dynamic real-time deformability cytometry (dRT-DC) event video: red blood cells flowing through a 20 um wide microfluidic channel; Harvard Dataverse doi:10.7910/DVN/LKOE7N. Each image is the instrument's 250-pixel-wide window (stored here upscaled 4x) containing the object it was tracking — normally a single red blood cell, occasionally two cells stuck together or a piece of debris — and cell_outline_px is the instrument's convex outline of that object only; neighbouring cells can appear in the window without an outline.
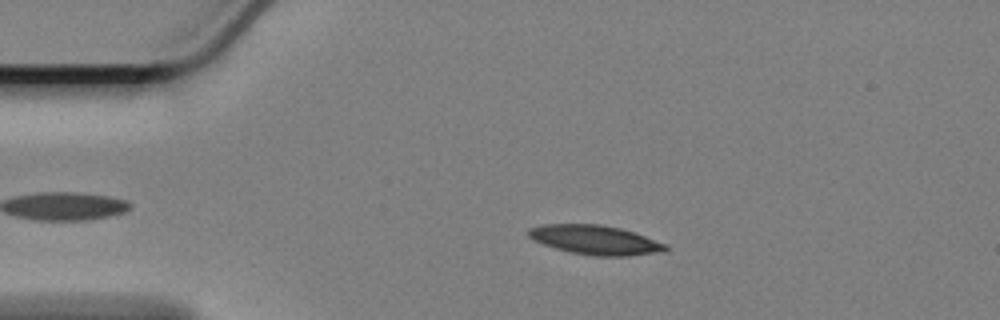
{"species": "Egyptian fruit bat (a non-hibernating species)", "species_latin": "Rousettus aegyptiacus", "temperature_condition": "cold", "stored_images_in_passage": 50, "camera_frame_rate_fps": 3000, "um_per_image_px": 0.085, "animal": {"sex": "female"}, "frame": {"image": 1, "passage_image": 11, "time_ms": 3.333, "image_size_px": [1000, 320], "cell_outline_px": [[668, 248], [664, 252], [628, 256], [596, 256], [572, 252], [556, 248], [532, 240], [528, 236], [528, 228], [544, 224], [600, 224], [620, 228], [668, 244]], "centroid_in_image_um": [50.6, 20.39], "position_along_channel_um": 34.4, "area_um2": 23.35}}
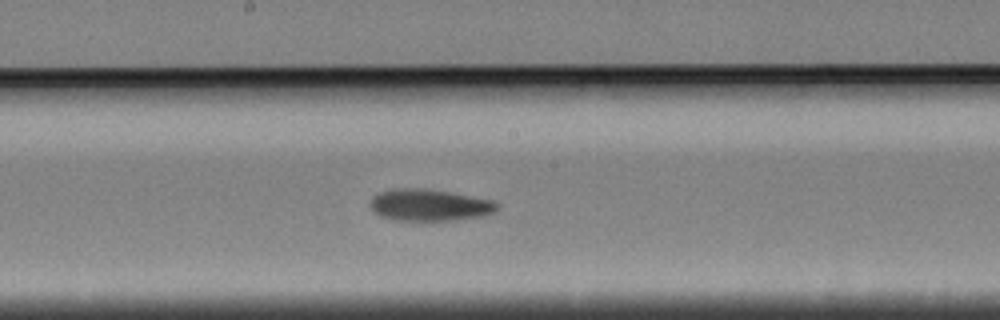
{"frame": {"image": 2, "passage_image": 30, "time_ms": 9.667, "image_size_px": [1000, 320], "cell_outline_px": [[500, 204], [492, 212], [484, 216], [452, 220], [392, 220], [380, 216], [372, 212], [368, 204], [372, 196], [380, 192], [392, 188], [428, 188], [492, 200]], "centroid_in_image_um": [36.42, 17.42], "position_along_channel_um": 211.8, "area_um2": 23.7}}
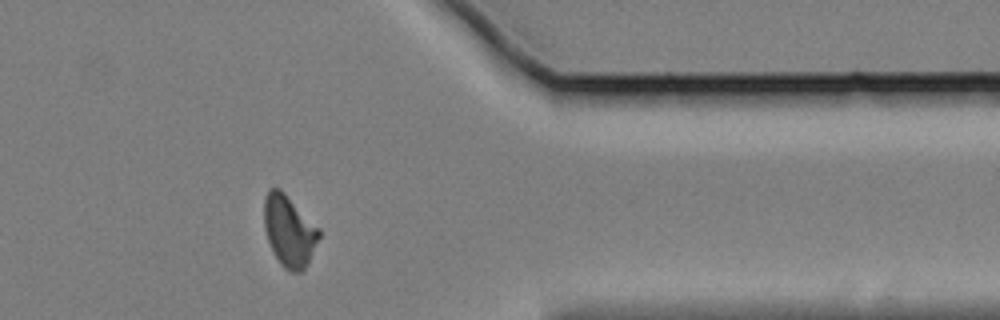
{"frame": {"image": 3, "passage_image": 47, "time_ms": 15.333, "image_size_px": [1000, 320], "cell_outline_px": [[320, 236], [308, 264], [300, 272], [288, 272], [280, 264], [268, 240], [264, 228], [264, 196], [268, 188], [280, 188], [320, 228]], "centroid_in_image_um": [24.58, 19.61], "position_along_channel_um": 386.8, "area_um2": 22.89}, "authors_computed_cell_mechanics": {"area_um2": 22.9177, "velocity_mm_per_s": 3.3718, "shape_relaxation_time_tau1_ms": 7.259, "shape_relaxation_time_tau2_ms": null, "deformation_change_tau1": 0.1686, "deformation_change_tau2": null}}